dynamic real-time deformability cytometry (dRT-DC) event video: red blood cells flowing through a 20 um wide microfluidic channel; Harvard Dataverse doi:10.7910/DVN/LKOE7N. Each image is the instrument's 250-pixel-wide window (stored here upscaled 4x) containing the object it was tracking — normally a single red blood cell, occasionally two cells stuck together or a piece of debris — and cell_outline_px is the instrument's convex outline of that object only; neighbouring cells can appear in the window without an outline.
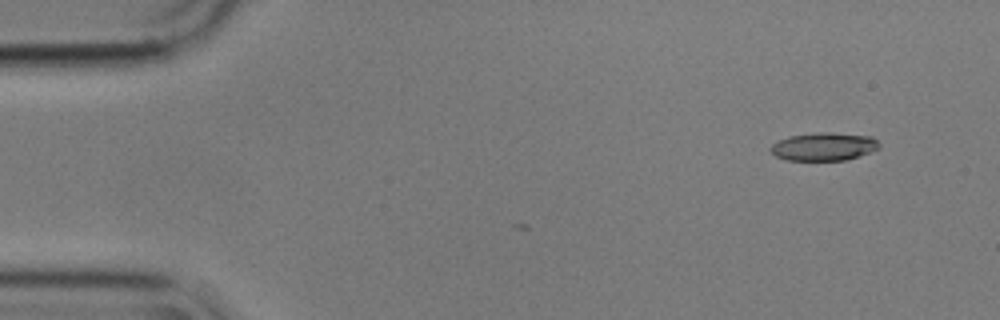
{"species": "common noctule bat (a hibernating species)", "species_latin": "Nyctalus noctula", "temperature_condition": "cold", "stored_images_in_passage": 3, "camera_frame_rate_fps": 3000, "um_per_image_px": 0.085, "animal": {"sex": "male", "body_mass_g": 17.9}, "frame": {"image": 1, "passage_image": 3, "time_ms": 0.667, "image_size_px": [1000, 320], "cell_outline_px": [[880, 148], [844, 160], [788, 160], [776, 156], [768, 148], [772, 144], [788, 136], [820, 132], [828, 132], [872, 136], [880, 144]], "centroid_in_image_um": [70.01, 12.45], "position_along_channel_um": 15.0, "area_um2": 17.57}}